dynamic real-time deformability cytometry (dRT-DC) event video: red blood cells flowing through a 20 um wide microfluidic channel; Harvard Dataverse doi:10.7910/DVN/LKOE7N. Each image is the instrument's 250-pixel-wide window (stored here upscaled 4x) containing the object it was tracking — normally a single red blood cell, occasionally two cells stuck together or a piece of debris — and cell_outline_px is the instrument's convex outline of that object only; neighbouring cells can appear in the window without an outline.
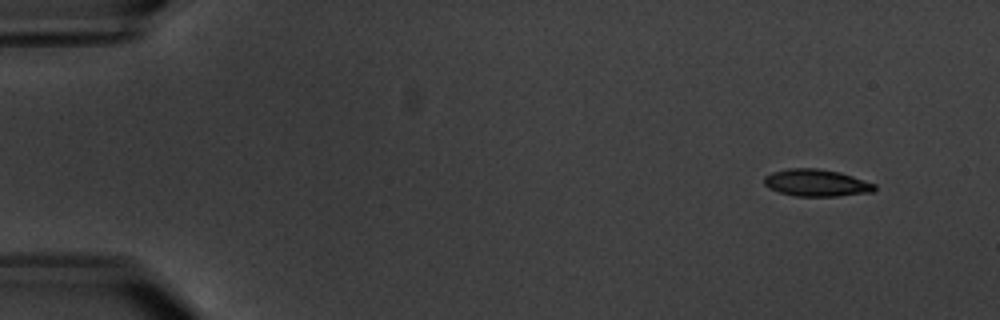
{"species": "common noctule bat (a hibernating species)", "species_latin": "Nyctalus noctula", "temperature_condition": "warm", "stored_images_in_passage": 5, "camera_frame_rate_fps": 3000, "um_per_image_px": 0.085, "animal": {"sex": "male", "body_mass_g": 20.1, "forearm_length_mm": 53.5}, "frame": {"image": 1, "passage_image": 5, "time_ms": 5.667, "image_size_px": [1000, 320], "cell_outline_px": [[876, 188], [872, 192], [836, 196], [796, 196], [780, 192], [768, 188], [764, 184], [764, 176], [772, 172], [788, 168], [816, 168], [840, 172], [876, 184]], "centroid_in_image_um": [69.37, 15.53], "position_along_channel_um": 15.6, "area_um2": 17.4}}